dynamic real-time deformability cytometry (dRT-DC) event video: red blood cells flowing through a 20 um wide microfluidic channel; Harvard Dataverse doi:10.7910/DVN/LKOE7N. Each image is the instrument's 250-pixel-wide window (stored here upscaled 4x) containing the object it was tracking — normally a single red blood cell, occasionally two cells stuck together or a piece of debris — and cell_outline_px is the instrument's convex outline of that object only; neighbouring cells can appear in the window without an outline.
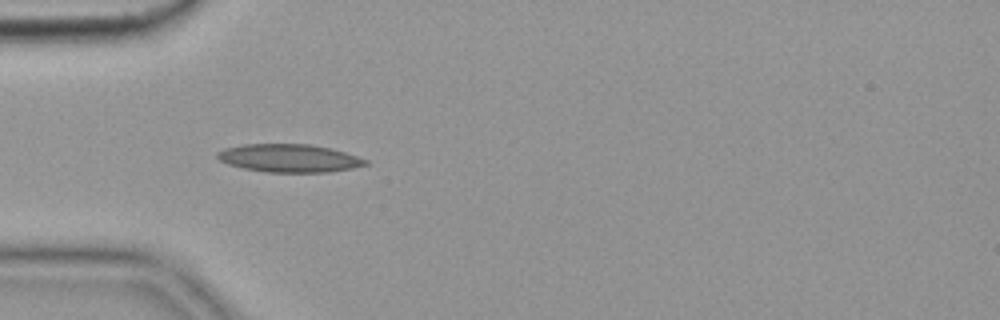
{"species": "common noctule bat (a hibernating species)", "species_latin": "Nyctalus noctula", "temperature_condition": "cold", "stored_images_in_passage": 2, "camera_frame_rate_fps": 3000, "um_per_image_px": 0.085, "animal": {"sex": "female", "body_mass_g": 19.9}, "frame": {"image": 1, "passage_image": 1, "time_ms": 0.0, "image_size_px": [1000, 320], "cell_outline_px": [[368, 164], [352, 168], [328, 172], [264, 172], [244, 168], [228, 164], [220, 160], [216, 156], [216, 152], [224, 148], [244, 144], [308, 144], [332, 148], [368, 160]], "centroid_in_image_um": [24.56, 13.44], "position_along_channel_um": 60.4, "area_um2": 24.16}}
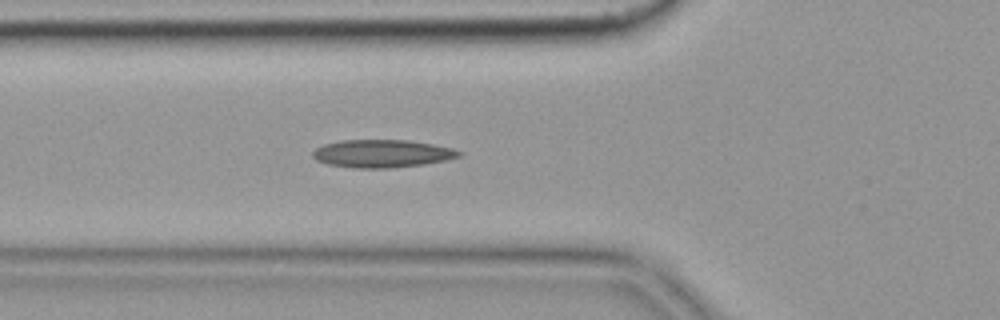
{"frame": {"image": 2, "passage_image": 2, "time_ms": 0.333, "image_size_px": [1000, 320], "cell_outline_px": [[460, 156], [444, 160], [424, 164], [392, 168], [352, 168], [328, 164], [316, 160], [312, 156], [312, 152], [316, 148], [324, 144], [340, 140], [408, 140], [432, 144], [452, 148], [460, 152]], "centroid_in_image_um": [32.43, 13.05], "position_along_channel_um": 93.4, "area_um2": 23.64}}